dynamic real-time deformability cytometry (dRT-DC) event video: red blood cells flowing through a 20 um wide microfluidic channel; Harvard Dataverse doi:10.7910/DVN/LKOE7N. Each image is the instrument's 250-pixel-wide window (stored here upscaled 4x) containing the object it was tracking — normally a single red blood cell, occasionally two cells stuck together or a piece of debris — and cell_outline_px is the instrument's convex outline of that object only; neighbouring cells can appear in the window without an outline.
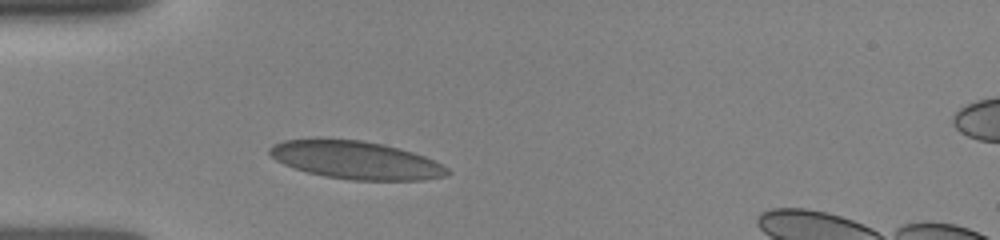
{"species": "human", "species_latin": "Homo sapiens", "temperature_condition": "room temperature", "stored_images_in_passage": 22, "camera_frame_rate_fps": 3000, "um_per_image_px": 0.085, "donor": {"sex": "female"}, "frame": {"image": 1, "passage_image": 4, "time_ms": 1.667, "image_size_px": [1000, 240], "cell_outline_px": [[452, 172], [444, 176], [424, 180], [352, 180], [324, 176], [308, 172], [284, 164], [276, 160], [268, 152], [268, 148], [272, 144], [284, 140], [320, 136], [360, 140], [384, 144], [400, 148], [424, 156], [448, 168]], "centroid_in_image_um": [30.19, 13.57], "position_along_channel_um": 54.8, "area_um2": 39.88}}
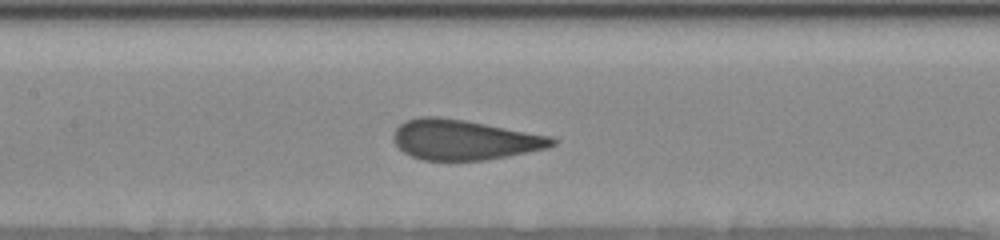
{"frame": {"image": 2, "passage_image": 12, "time_ms": 4.667, "image_size_px": [1000, 240], "cell_outline_px": [[556, 144], [548, 148], [508, 156], [484, 160], [424, 160], [412, 156], [404, 152], [396, 144], [392, 136], [396, 128], [404, 120], [420, 116], [436, 116], [464, 120], [552, 136], [556, 140]], "centroid_in_image_um": [39.45, 11.87], "position_along_channel_um": 167.9, "area_um2": 37.05}}
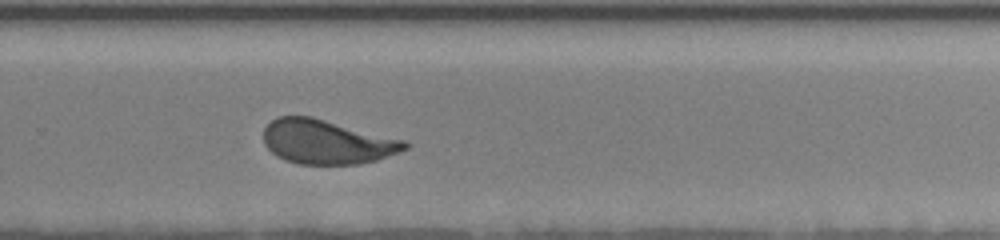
{"frame": {"image": 3, "passage_image": 22, "time_ms": 8.0, "image_size_px": [1000, 240], "cell_outline_px": [[412, 144], [408, 148], [376, 160], [356, 164], [300, 164], [276, 156], [264, 144], [264, 128], [276, 116], [312, 116], [404, 140]], "centroid_in_image_um": [27.77, 12.05], "position_along_channel_um": 302.0, "area_um2": 36.3}}